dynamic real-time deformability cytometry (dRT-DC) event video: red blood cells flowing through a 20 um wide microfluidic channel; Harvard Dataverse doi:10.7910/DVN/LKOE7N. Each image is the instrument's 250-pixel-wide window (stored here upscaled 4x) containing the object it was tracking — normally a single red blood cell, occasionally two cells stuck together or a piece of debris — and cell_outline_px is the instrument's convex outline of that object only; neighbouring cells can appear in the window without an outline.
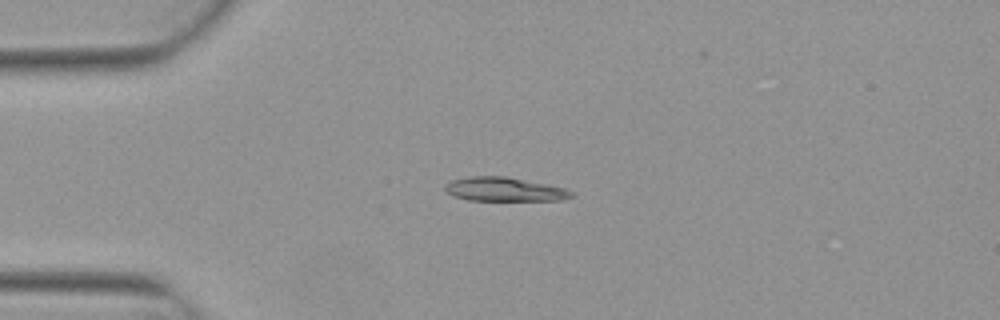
{"species": "Egyptian fruit bat (a non-hibernating species)", "species_latin": "Rousettus aegyptiacus", "temperature_condition": "warm", "stored_images_in_passage": 4, "camera_frame_rate_fps": 3000, "um_per_image_px": 0.085, "animal": {"sex": "female"}, "frame": {"image": 1, "passage_image": 3, "time_ms": 0.667, "image_size_px": [1000, 320], "cell_outline_px": [[576, 196], [560, 200], [468, 200], [452, 196], [444, 188], [444, 184], [452, 180], [472, 176], [504, 176], [548, 184], [564, 188], [576, 192]], "centroid_in_image_um": [42.9, 16.09], "position_along_channel_um": 42.1, "area_um2": 17.69}}